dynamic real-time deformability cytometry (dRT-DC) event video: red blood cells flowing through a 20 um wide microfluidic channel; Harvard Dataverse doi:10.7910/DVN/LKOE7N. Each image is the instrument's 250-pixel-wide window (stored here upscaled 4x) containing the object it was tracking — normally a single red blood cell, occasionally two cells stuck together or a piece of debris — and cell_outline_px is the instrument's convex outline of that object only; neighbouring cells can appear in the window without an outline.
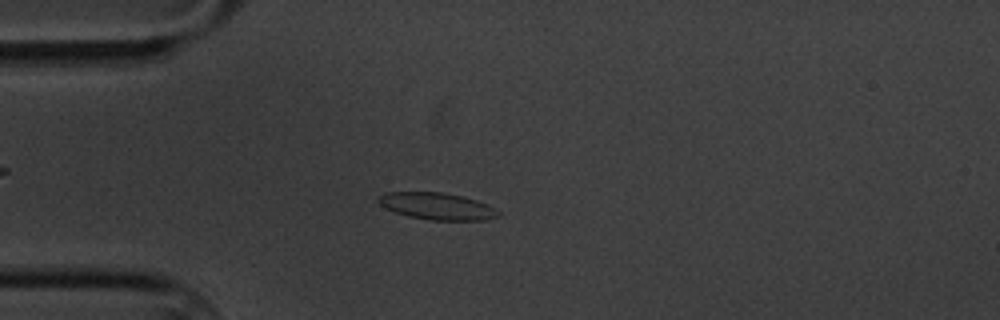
{"species": "common noctule bat (a hibernating species)", "species_latin": "Nyctalus noctula", "temperature_condition": "cold", "stored_images_in_passage": 59, "camera_frame_rate_fps": 3000, "um_per_image_px": 0.085, "animal": {"sex": "male", "body_mass_g": 20.1, "forearm_length_mm": 53.5}, "frame": {"image": 1, "passage_image": 15, "time_ms": 4.667, "image_size_px": [1000, 320], "cell_outline_px": [[500, 216], [484, 220], [428, 220], [408, 216], [384, 208], [376, 200], [376, 196], [384, 192], [440, 192], [460, 196], [476, 200], [488, 204], [500, 212]], "centroid_in_image_um": [37.11, 17.52], "position_along_channel_um": 47.9, "area_um2": 18.9}}
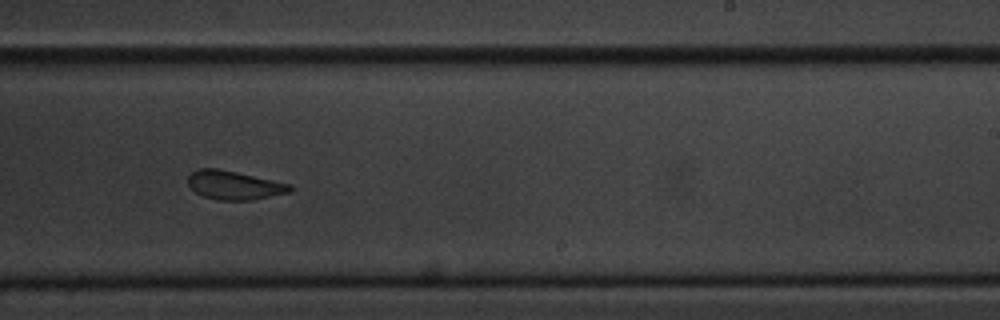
{"frame": {"image": 2, "passage_image": 36, "time_ms": 11.667, "image_size_px": [1000, 320], "cell_outline_px": [[292, 192], [252, 200], [216, 200], [204, 196], [196, 192], [188, 184], [188, 176], [196, 168], [216, 168], [236, 172], [292, 184]], "centroid_in_image_um": [19.92, 15.74], "position_along_channel_um": 269.1, "area_um2": 17.11}}
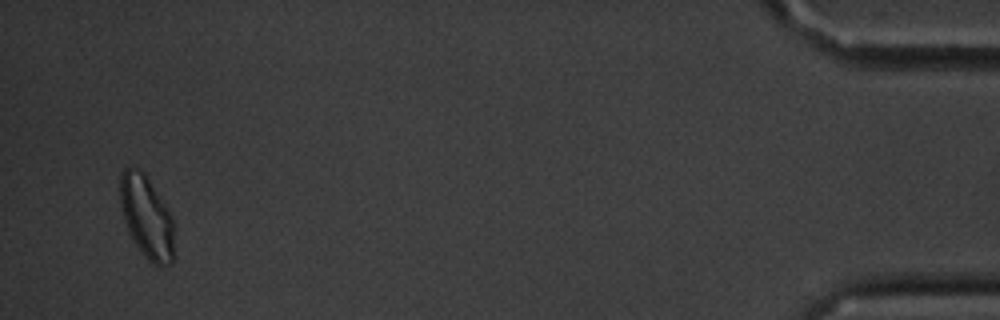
{"frame": {"image": 3, "passage_image": 57, "time_ms": 18.667, "image_size_px": [1000, 320], "cell_outline_px": [[176, 228], [172, 264], [164, 268], [160, 268], [152, 264], [144, 256], [136, 244], [124, 220], [120, 204], [120, 176], [124, 168], [136, 168], [144, 172], [172, 216]], "centroid_in_image_um": [12.51, 18.51], "position_along_channel_um": 422.7, "area_um2": 26.3}, "authors_computed_cell_mechanics": {"area_um2": 18.5538, "velocity_mm_per_s": 3.3477, "shape_relaxation_time_tau1_ms": 4.2472, "shape_relaxation_time_tau2_ms": 1.7573, "deformation_change_tau1": 0.0789, "deformation_change_tau2": 0.0719}}